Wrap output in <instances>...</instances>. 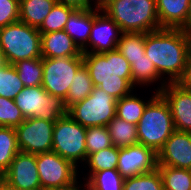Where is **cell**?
Returning <instances> with one entry per match:
<instances>
[{"label":"cell","mask_w":191,"mask_h":190,"mask_svg":"<svg viewBox=\"0 0 191 190\" xmlns=\"http://www.w3.org/2000/svg\"><path fill=\"white\" fill-rule=\"evenodd\" d=\"M145 55L160 77L167 74L168 83H176L191 55L189 35L183 29L171 28L145 33Z\"/></svg>","instance_id":"cell-1"},{"label":"cell","mask_w":191,"mask_h":190,"mask_svg":"<svg viewBox=\"0 0 191 190\" xmlns=\"http://www.w3.org/2000/svg\"><path fill=\"white\" fill-rule=\"evenodd\" d=\"M94 86H98L116 100L133 93L131 65L116 49L105 53H83Z\"/></svg>","instance_id":"cell-2"},{"label":"cell","mask_w":191,"mask_h":190,"mask_svg":"<svg viewBox=\"0 0 191 190\" xmlns=\"http://www.w3.org/2000/svg\"><path fill=\"white\" fill-rule=\"evenodd\" d=\"M101 11L113 19L123 33H148L162 29L156 0H112Z\"/></svg>","instance_id":"cell-3"},{"label":"cell","mask_w":191,"mask_h":190,"mask_svg":"<svg viewBox=\"0 0 191 190\" xmlns=\"http://www.w3.org/2000/svg\"><path fill=\"white\" fill-rule=\"evenodd\" d=\"M154 93L136 126L138 144L157 154L175 131V127L168 103L159 92Z\"/></svg>","instance_id":"cell-4"},{"label":"cell","mask_w":191,"mask_h":190,"mask_svg":"<svg viewBox=\"0 0 191 190\" xmlns=\"http://www.w3.org/2000/svg\"><path fill=\"white\" fill-rule=\"evenodd\" d=\"M0 49L8 64L42 57L41 33L38 28L20 21L0 28Z\"/></svg>","instance_id":"cell-5"},{"label":"cell","mask_w":191,"mask_h":190,"mask_svg":"<svg viewBox=\"0 0 191 190\" xmlns=\"http://www.w3.org/2000/svg\"><path fill=\"white\" fill-rule=\"evenodd\" d=\"M117 100L98 86L91 94L67 109V114L83 127H100L116 116Z\"/></svg>","instance_id":"cell-6"},{"label":"cell","mask_w":191,"mask_h":190,"mask_svg":"<svg viewBox=\"0 0 191 190\" xmlns=\"http://www.w3.org/2000/svg\"><path fill=\"white\" fill-rule=\"evenodd\" d=\"M86 131L87 128L68 114L60 117L53 129L52 151L71 161L76 167L78 161L86 162Z\"/></svg>","instance_id":"cell-7"},{"label":"cell","mask_w":191,"mask_h":190,"mask_svg":"<svg viewBox=\"0 0 191 190\" xmlns=\"http://www.w3.org/2000/svg\"><path fill=\"white\" fill-rule=\"evenodd\" d=\"M14 101L25 119L36 117L56 122L67 114L64 100L50 95L41 85L24 87Z\"/></svg>","instance_id":"cell-8"},{"label":"cell","mask_w":191,"mask_h":190,"mask_svg":"<svg viewBox=\"0 0 191 190\" xmlns=\"http://www.w3.org/2000/svg\"><path fill=\"white\" fill-rule=\"evenodd\" d=\"M36 163L42 189H66L78 183V167L54 151L36 154Z\"/></svg>","instance_id":"cell-9"},{"label":"cell","mask_w":191,"mask_h":190,"mask_svg":"<svg viewBox=\"0 0 191 190\" xmlns=\"http://www.w3.org/2000/svg\"><path fill=\"white\" fill-rule=\"evenodd\" d=\"M84 64L82 56L43 57L42 87L47 93L66 100L69 87L77 70Z\"/></svg>","instance_id":"cell-10"},{"label":"cell","mask_w":191,"mask_h":190,"mask_svg":"<svg viewBox=\"0 0 191 190\" xmlns=\"http://www.w3.org/2000/svg\"><path fill=\"white\" fill-rule=\"evenodd\" d=\"M55 122L40 118H27L15 128L21 152L38 154L52 151Z\"/></svg>","instance_id":"cell-11"},{"label":"cell","mask_w":191,"mask_h":190,"mask_svg":"<svg viewBox=\"0 0 191 190\" xmlns=\"http://www.w3.org/2000/svg\"><path fill=\"white\" fill-rule=\"evenodd\" d=\"M2 181L16 190L41 188L36 154L19 151L3 173Z\"/></svg>","instance_id":"cell-12"},{"label":"cell","mask_w":191,"mask_h":190,"mask_svg":"<svg viewBox=\"0 0 191 190\" xmlns=\"http://www.w3.org/2000/svg\"><path fill=\"white\" fill-rule=\"evenodd\" d=\"M156 91L170 107L175 130L191 132V91L164 79Z\"/></svg>","instance_id":"cell-13"},{"label":"cell","mask_w":191,"mask_h":190,"mask_svg":"<svg viewBox=\"0 0 191 190\" xmlns=\"http://www.w3.org/2000/svg\"><path fill=\"white\" fill-rule=\"evenodd\" d=\"M118 158L116 170L123 179L148 173L157 168V154L142 144L119 148Z\"/></svg>","instance_id":"cell-14"},{"label":"cell","mask_w":191,"mask_h":190,"mask_svg":"<svg viewBox=\"0 0 191 190\" xmlns=\"http://www.w3.org/2000/svg\"><path fill=\"white\" fill-rule=\"evenodd\" d=\"M101 13V10H94L93 8V26L87 43V46H90L91 49H87V53H105L116 50L121 39L120 34H123L121 28L113 19L104 12L103 15Z\"/></svg>","instance_id":"cell-15"},{"label":"cell","mask_w":191,"mask_h":190,"mask_svg":"<svg viewBox=\"0 0 191 190\" xmlns=\"http://www.w3.org/2000/svg\"><path fill=\"white\" fill-rule=\"evenodd\" d=\"M157 165L191 170V132L175 130L157 153Z\"/></svg>","instance_id":"cell-16"},{"label":"cell","mask_w":191,"mask_h":190,"mask_svg":"<svg viewBox=\"0 0 191 190\" xmlns=\"http://www.w3.org/2000/svg\"><path fill=\"white\" fill-rule=\"evenodd\" d=\"M41 53L45 58L83 56L82 51L64 30L41 34Z\"/></svg>","instance_id":"cell-17"},{"label":"cell","mask_w":191,"mask_h":190,"mask_svg":"<svg viewBox=\"0 0 191 190\" xmlns=\"http://www.w3.org/2000/svg\"><path fill=\"white\" fill-rule=\"evenodd\" d=\"M92 26L93 8L75 9L66 22L64 31L70 35L82 53H87Z\"/></svg>","instance_id":"cell-18"},{"label":"cell","mask_w":191,"mask_h":190,"mask_svg":"<svg viewBox=\"0 0 191 190\" xmlns=\"http://www.w3.org/2000/svg\"><path fill=\"white\" fill-rule=\"evenodd\" d=\"M190 0H156L161 28L180 29L186 21Z\"/></svg>","instance_id":"cell-19"},{"label":"cell","mask_w":191,"mask_h":190,"mask_svg":"<svg viewBox=\"0 0 191 190\" xmlns=\"http://www.w3.org/2000/svg\"><path fill=\"white\" fill-rule=\"evenodd\" d=\"M57 0H19V21L39 28Z\"/></svg>","instance_id":"cell-20"},{"label":"cell","mask_w":191,"mask_h":190,"mask_svg":"<svg viewBox=\"0 0 191 190\" xmlns=\"http://www.w3.org/2000/svg\"><path fill=\"white\" fill-rule=\"evenodd\" d=\"M107 128L111 136L112 144L118 148H125L138 144L136 124L128 123L115 116Z\"/></svg>","instance_id":"cell-21"},{"label":"cell","mask_w":191,"mask_h":190,"mask_svg":"<svg viewBox=\"0 0 191 190\" xmlns=\"http://www.w3.org/2000/svg\"><path fill=\"white\" fill-rule=\"evenodd\" d=\"M93 88L94 84L90 78V73L83 64L75 73L74 78H72V83L64 101L65 107L68 109L73 104L84 100L91 94Z\"/></svg>","instance_id":"cell-22"},{"label":"cell","mask_w":191,"mask_h":190,"mask_svg":"<svg viewBox=\"0 0 191 190\" xmlns=\"http://www.w3.org/2000/svg\"><path fill=\"white\" fill-rule=\"evenodd\" d=\"M130 63L139 60L145 55V33H123L116 48Z\"/></svg>","instance_id":"cell-23"},{"label":"cell","mask_w":191,"mask_h":190,"mask_svg":"<svg viewBox=\"0 0 191 190\" xmlns=\"http://www.w3.org/2000/svg\"><path fill=\"white\" fill-rule=\"evenodd\" d=\"M25 87L42 85L43 57L25 59L13 64Z\"/></svg>","instance_id":"cell-24"},{"label":"cell","mask_w":191,"mask_h":190,"mask_svg":"<svg viewBox=\"0 0 191 190\" xmlns=\"http://www.w3.org/2000/svg\"><path fill=\"white\" fill-rule=\"evenodd\" d=\"M150 100L144 102V100L137 98L133 94L122 97L117 100L116 103V116L128 123L138 124L141 119L144 109Z\"/></svg>","instance_id":"cell-25"},{"label":"cell","mask_w":191,"mask_h":190,"mask_svg":"<svg viewBox=\"0 0 191 190\" xmlns=\"http://www.w3.org/2000/svg\"><path fill=\"white\" fill-rule=\"evenodd\" d=\"M15 128L0 126V173L3 174L19 152Z\"/></svg>","instance_id":"cell-26"},{"label":"cell","mask_w":191,"mask_h":190,"mask_svg":"<svg viewBox=\"0 0 191 190\" xmlns=\"http://www.w3.org/2000/svg\"><path fill=\"white\" fill-rule=\"evenodd\" d=\"M164 190H191V170L157 165Z\"/></svg>","instance_id":"cell-27"},{"label":"cell","mask_w":191,"mask_h":190,"mask_svg":"<svg viewBox=\"0 0 191 190\" xmlns=\"http://www.w3.org/2000/svg\"><path fill=\"white\" fill-rule=\"evenodd\" d=\"M118 154L119 148L114 145L91 154L85 162L90 168V174L87 180H89L96 172L116 169L119 160Z\"/></svg>","instance_id":"cell-28"},{"label":"cell","mask_w":191,"mask_h":190,"mask_svg":"<svg viewBox=\"0 0 191 190\" xmlns=\"http://www.w3.org/2000/svg\"><path fill=\"white\" fill-rule=\"evenodd\" d=\"M74 10L75 9L72 7L56 2L41 26L38 28V31L43 34L64 30L66 22Z\"/></svg>","instance_id":"cell-29"},{"label":"cell","mask_w":191,"mask_h":190,"mask_svg":"<svg viewBox=\"0 0 191 190\" xmlns=\"http://www.w3.org/2000/svg\"><path fill=\"white\" fill-rule=\"evenodd\" d=\"M122 190H164L160 171H154L126 178Z\"/></svg>","instance_id":"cell-30"},{"label":"cell","mask_w":191,"mask_h":190,"mask_svg":"<svg viewBox=\"0 0 191 190\" xmlns=\"http://www.w3.org/2000/svg\"><path fill=\"white\" fill-rule=\"evenodd\" d=\"M132 83L138 85H147L158 81L159 76L157 69L149 57L142 56L139 60L133 61L131 65Z\"/></svg>","instance_id":"cell-31"},{"label":"cell","mask_w":191,"mask_h":190,"mask_svg":"<svg viewBox=\"0 0 191 190\" xmlns=\"http://www.w3.org/2000/svg\"><path fill=\"white\" fill-rule=\"evenodd\" d=\"M24 87L12 64L0 69V96L14 100Z\"/></svg>","instance_id":"cell-32"},{"label":"cell","mask_w":191,"mask_h":190,"mask_svg":"<svg viewBox=\"0 0 191 190\" xmlns=\"http://www.w3.org/2000/svg\"><path fill=\"white\" fill-rule=\"evenodd\" d=\"M123 177L116 169L96 172L87 182L89 190H122Z\"/></svg>","instance_id":"cell-33"},{"label":"cell","mask_w":191,"mask_h":190,"mask_svg":"<svg viewBox=\"0 0 191 190\" xmlns=\"http://www.w3.org/2000/svg\"><path fill=\"white\" fill-rule=\"evenodd\" d=\"M113 146L107 126L88 127L86 131L87 158L100 150Z\"/></svg>","instance_id":"cell-34"},{"label":"cell","mask_w":191,"mask_h":190,"mask_svg":"<svg viewBox=\"0 0 191 190\" xmlns=\"http://www.w3.org/2000/svg\"><path fill=\"white\" fill-rule=\"evenodd\" d=\"M25 120L13 99L0 96V126L16 128Z\"/></svg>","instance_id":"cell-35"},{"label":"cell","mask_w":191,"mask_h":190,"mask_svg":"<svg viewBox=\"0 0 191 190\" xmlns=\"http://www.w3.org/2000/svg\"><path fill=\"white\" fill-rule=\"evenodd\" d=\"M19 21V0H0V28Z\"/></svg>","instance_id":"cell-36"},{"label":"cell","mask_w":191,"mask_h":190,"mask_svg":"<svg viewBox=\"0 0 191 190\" xmlns=\"http://www.w3.org/2000/svg\"><path fill=\"white\" fill-rule=\"evenodd\" d=\"M176 83L179 84L182 88L191 91V55L187 59L181 78Z\"/></svg>","instance_id":"cell-37"},{"label":"cell","mask_w":191,"mask_h":190,"mask_svg":"<svg viewBox=\"0 0 191 190\" xmlns=\"http://www.w3.org/2000/svg\"><path fill=\"white\" fill-rule=\"evenodd\" d=\"M92 1V0H91ZM90 0H57V2L74 9H88L93 8Z\"/></svg>","instance_id":"cell-38"},{"label":"cell","mask_w":191,"mask_h":190,"mask_svg":"<svg viewBox=\"0 0 191 190\" xmlns=\"http://www.w3.org/2000/svg\"><path fill=\"white\" fill-rule=\"evenodd\" d=\"M180 29H183L187 34L191 33V0L189 3V9H188V14L186 17L185 24Z\"/></svg>","instance_id":"cell-39"},{"label":"cell","mask_w":191,"mask_h":190,"mask_svg":"<svg viewBox=\"0 0 191 190\" xmlns=\"http://www.w3.org/2000/svg\"><path fill=\"white\" fill-rule=\"evenodd\" d=\"M112 0H96L95 3V9H99L101 10L102 8H104L109 2H111Z\"/></svg>","instance_id":"cell-40"},{"label":"cell","mask_w":191,"mask_h":190,"mask_svg":"<svg viewBox=\"0 0 191 190\" xmlns=\"http://www.w3.org/2000/svg\"><path fill=\"white\" fill-rule=\"evenodd\" d=\"M7 60L5 58V55L3 53V51L0 49V69L5 67L7 65Z\"/></svg>","instance_id":"cell-41"},{"label":"cell","mask_w":191,"mask_h":190,"mask_svg":"<svg viewBox=\"0 0 191 190\" xmlns=\"http://www.w3.org/2000/svg\"><path fill=\"white\" fill-rule=\"evenodd\" d=\"M83 186H85V187H87V188H84V189H86V190H89L88 189V186H87V183L86 184H84ZM81 186H78V184L76 185H73V186H71V187H69V188H66V189H59V190H81V189H79Z\"/></svg>","instance_id":"cell-42"},{"label":"cell","mask_w":191,"mask_h":190,"mask_svg":"<svg viewBox=\"0 0 191 190\" xmlns=\"http://www.w3.org/2000/svg\"><path fill=\"white\" fill-rule=\"evenodd\" d=\"M0 190H16L7 185L4 181L0 182Z\"/></svg>","instance_id":"cell-43"},{"label":"cell","mask_w":191,"mask_h":190,"mask_svg":"<svg viewBox=\"0 0 191 190\" xmlns=\"http://www.w3.org/2000/svg\"><path fill=\"white\" fill-rule=\"evenodd\" d=\"M189 35V38H190V51H191V33L188 34Z\"/></svg>","instance_id":"cell-44"},{"label":"cell","mask_w":191,"mask_h":190,"mask_svg":"<svg viewBox=\"0 0 191 190\" xmlns=\"http://www.w3.org/2000/svg\"><path fill=\"white\" fill-rule=\"evenodd\" d=\"M31 190H45V189H42V188H36V189H31Z\"/></svg>","instance_id":"cell-45"},{"label":"cell","mask_w":191,"mask_h":190,"mask_svg":"<svg viewBox=\"0 0 191 190\" xmlns=\"http://www.w3.org/2000/svg\"><path fill=\"white\" fill-rule=\"evenodd\" d=\"M2 175H3V174L0 173V182L2 181Z\"/></svg>","instance_id":"cell-46"}]
</instances>
